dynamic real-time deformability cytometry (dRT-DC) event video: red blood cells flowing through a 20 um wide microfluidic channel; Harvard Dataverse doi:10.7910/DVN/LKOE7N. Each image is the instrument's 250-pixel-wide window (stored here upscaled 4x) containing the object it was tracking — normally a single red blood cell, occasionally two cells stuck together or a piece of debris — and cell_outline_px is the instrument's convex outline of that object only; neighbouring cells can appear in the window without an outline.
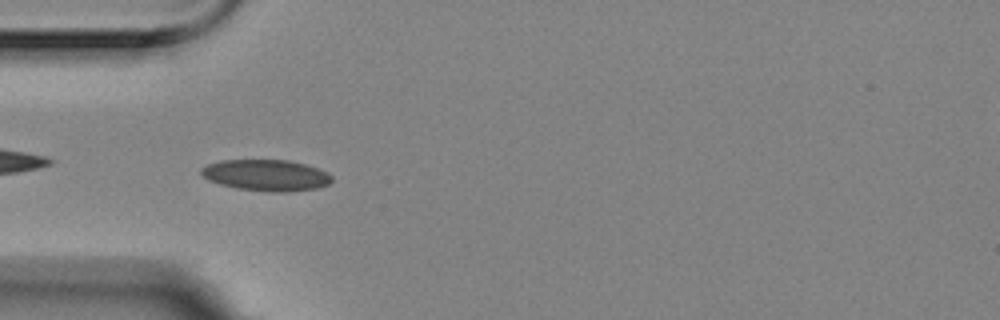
{"species": "Egyptian fruit bat (a non-hibernating species)", "species_latin": "Rousettus aegyptiacus", "temperature_condition": "room temperature", "stored_images_in_passage": 7, "camera_frame_rate_fps": 3000, "um_per_image_px": 0.085, "animal": {"sex": "female"}, "frame": {"image": 1, "passage_image": 6, "time_ms": 1.667, "image_size_px": [1000, 320], "cell_outline_px": [[332, 180], [328, 184], [316, 188], [288, 192], [268, 192], [236, 188], [220, 184], [208, 180], [200, 172], [200, 168], [208, 164], [220, 160], [288, 160], [304, 164], [328, 172], [332, 176]], "centroid_in_image_um": [22.61, 14.9], "position_along_channel_um": 62.4, "area_um2": 23.81}}
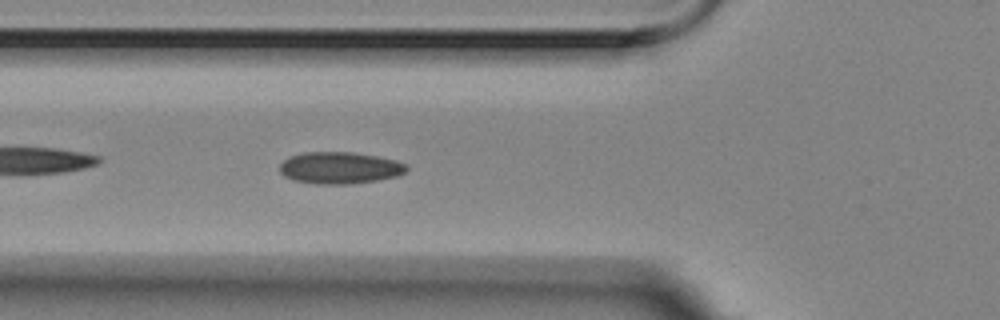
{"frame": {"image": 2, "passage_image": 7, "time_ms": 2.0, "image_size_px": [1000, 320], "cell_outline_px": [[408, 172], [396, 176], [376, 180], [352, 184], [316, 184], [292, 180], [284, 176], [280, 172], [280, 164], [288, 156], [304, 152], [352, 152], [376, 156], [396, 160], [408, 164]], "centroid_in_image_um": [28.88, 14.27], "position_along_channel_um": 96.9, "area_um2": 23.76}}